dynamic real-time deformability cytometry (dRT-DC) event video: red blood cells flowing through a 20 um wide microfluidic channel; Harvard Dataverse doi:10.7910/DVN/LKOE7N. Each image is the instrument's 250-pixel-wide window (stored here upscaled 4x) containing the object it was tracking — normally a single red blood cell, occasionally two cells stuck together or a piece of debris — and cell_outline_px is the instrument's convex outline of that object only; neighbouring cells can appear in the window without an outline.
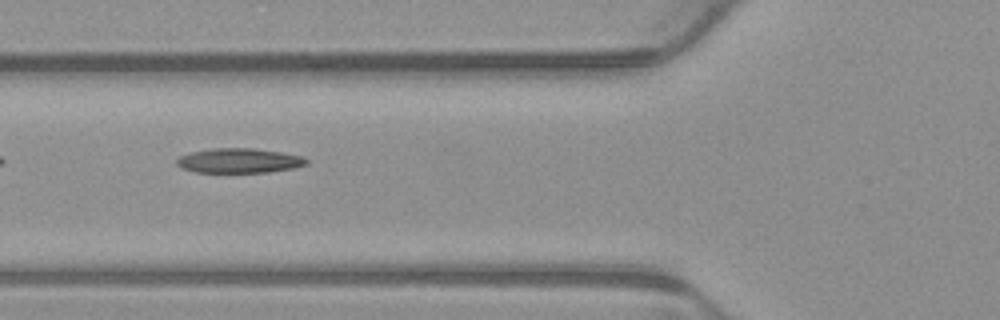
{"species": "common noctule bat (a hibernating species)", "species_latin": "Nyctalus noctula", "temperature_condition": "warm", "stored_images_in_passage": 8, "camera_frame_rate_fps": 3000, "um_per_image_px": 0.085, "animal": {"sex": "male", "body_mass_g": 23.1, "forearm_length_mm": 52.7}, "frame": {"image": 1, "passage_image": 5, "time_ms": 1.333, "image_size_px": [1000, 320], "cell_outline_px": [[308, 164], [296, 168], [268, 172], [196, 172], [184, 168], [176, 164], [176, 160], [180, 156], [192, 152], [212, 148], [252, 148], [280, 152], [304, 156], [308, 160]], "centroid_in_image_um": [20.38, 13.65], "position_along_channel_um": 105.4, "area_um2": 18.61}}
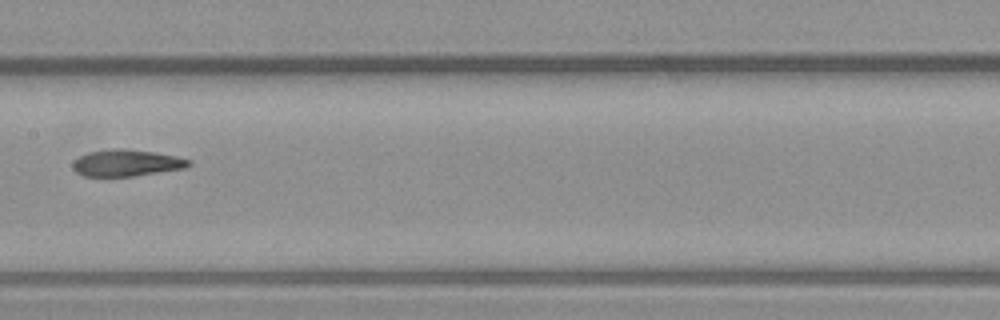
{"frame": {"image": 2, "passage_image": 7, "time_ms": 2.0, "image_size_px": [1000, 320], "cell_outline_px": [[192, 164], [184, 168], [132, 176], [84, 176], [76, 172], [72, 168], [72, 164], [80, 156], [88, 152], [112, 148], [124, 148], [152, 152], [176, 156], [192, 160]], "centroid_in_image_um": [10.75, 13.84], "position_along_channel_um": 196.7, "area_um2": 17.92}}
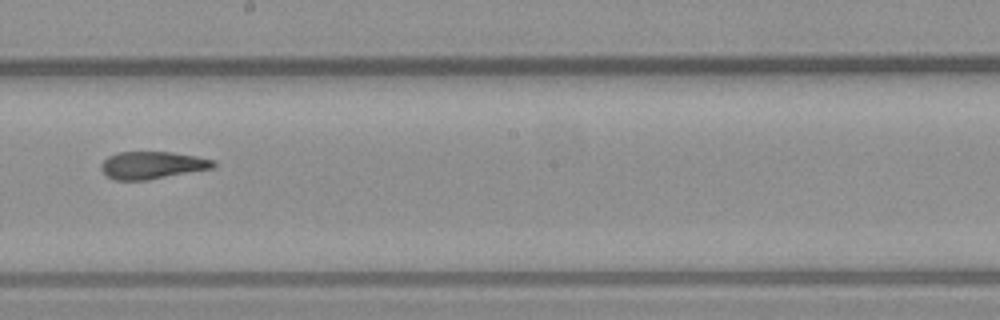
{"frame": {"image": 3, "passage_image": 8, "time_ms": 2.333, "image_size_px": [1000, 320], "cell_outline_px": [[216, 164], [212, 168], [148, 180], [112, 180], [100, 168], [100, 164], [108, 156], [120, 152], [172, 152], [196, 156], [216, 160]], "centroid_in_image_um": [12.93, 14.04], "position_along_channel_um": 235.3, "area_um2": 17.92}}